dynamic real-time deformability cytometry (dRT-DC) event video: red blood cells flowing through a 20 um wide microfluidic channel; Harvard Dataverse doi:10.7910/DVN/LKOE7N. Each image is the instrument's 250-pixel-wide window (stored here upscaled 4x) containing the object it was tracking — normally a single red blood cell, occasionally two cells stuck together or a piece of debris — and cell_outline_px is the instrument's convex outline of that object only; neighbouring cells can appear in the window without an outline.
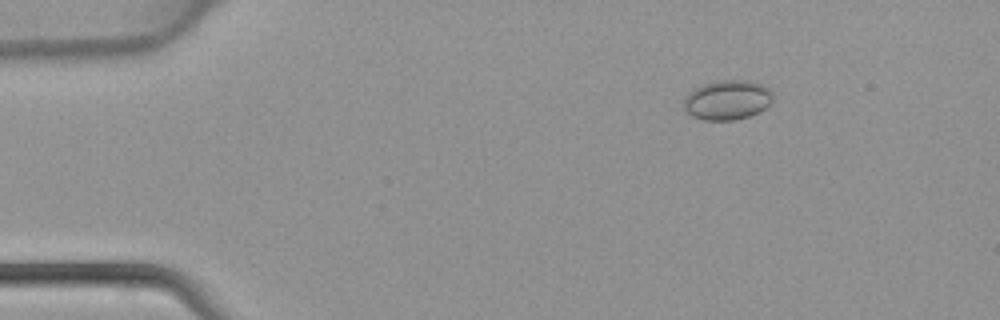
{"species": "common noctule bat (a hibernating species)", "species_latin": "Nyctalus noctula", "temperature_condition": "warm", "stored_images_in_passage": 45, "camera_frame_rate_fps": 3000, "um_per_image_px": 0.085, "animal": {"sex": "female", "body_mass_g": 22.7, "forearm_length_mm": 54.2}, "frame": {"image": 1, "passage_image": 7, "time_ms": 2.0, "image_size_px": [1000, 320], "cell_outline_px": [[772, 100], [760, 112], [748, 116], [732, 120], [704, 120], [692, 116], [684, 108], [684, 96], [688, 92], [704, 84], [716, 80], [748, 80], [760, 84], [768, 88], [772, 92]], "centroid_in_image_um": [61.8, 8.49], "position_along_channel_um": 23.2, "area_um2": 20.52}}
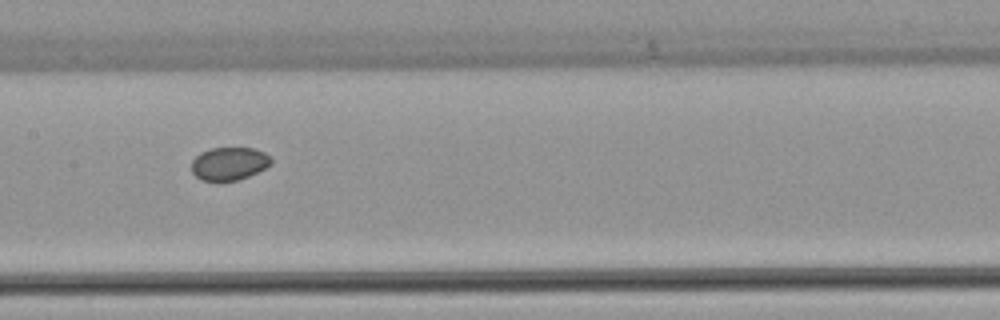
{"frame": {"image": 2, "passage_image": 23, "time_ms": 7.333, "image_size_px": [1000, 320], "cell_outline_px": [[272, 164], [248, 176], [236, 180], [200, 180], [192, 172], [192, 160], [200, 152], [212, 148], [252, 148], [264, 152], [272, 160]], "centroid_in_image_um": [19.46, 13.9], "position_along_channel_um": 187.9, "area_um2": 15.09}}
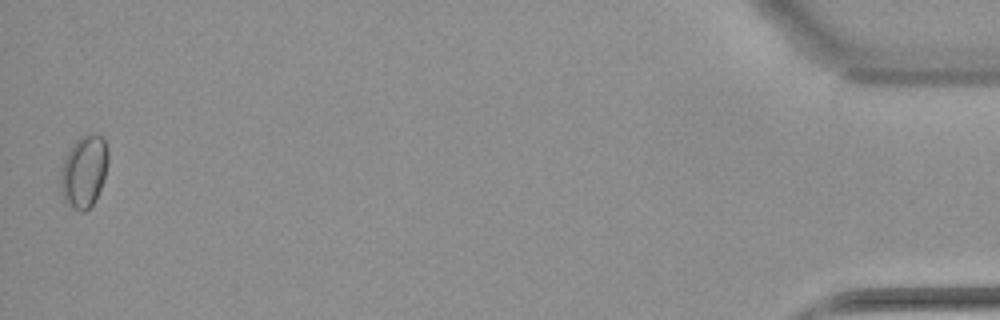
{"frame": {"image": 3, "passage_image": 45, "time_ms": 14.667, "image_size_px": [1000, 320], "cell_outline_px": [[108, 160], [104, 176], [100, 188], [92, 204], [84, 212], [80, 212], [72, 208], [64, 200], [60, 188], [60, 168], [72, 144], [80, 136], [92, 132], [104, 136], [108, 148]], "centroid_in_image_um": [7.13, 14.52], "position_along_channel_um": 428.1, "area_um2": 20.17}}